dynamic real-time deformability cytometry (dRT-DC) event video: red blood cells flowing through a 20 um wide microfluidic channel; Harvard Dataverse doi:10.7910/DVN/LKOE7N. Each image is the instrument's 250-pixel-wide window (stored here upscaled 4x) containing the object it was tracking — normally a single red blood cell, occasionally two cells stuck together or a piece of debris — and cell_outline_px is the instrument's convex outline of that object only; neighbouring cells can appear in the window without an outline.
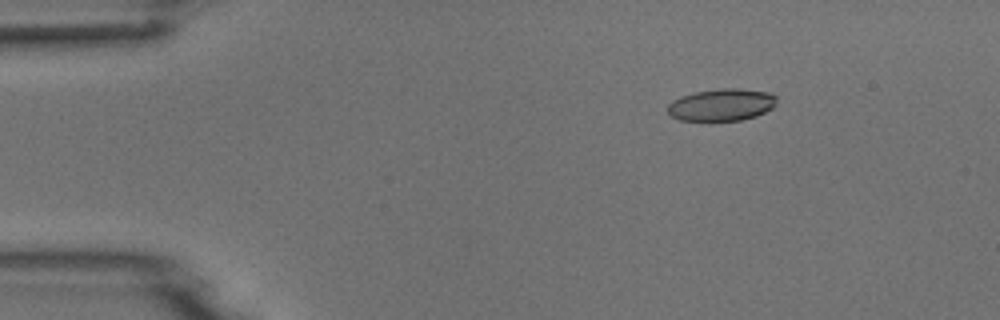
{"species": "common noctule bat (a hibernating species)", "species_latin": "Nyctalus noctula", "temperature_condition": "room temperature", "stored_images_in_passage": 6, "camera_frame_rate_fps": 3000, "um_per_image_px": 0.085, "animal": {"sex": "male", "body_mass_g": 18.8}, "frame": {"image": 1, "passage_image": 3, "time_ms": 2.333, "image_size_px": [1000, 320], "cell_outline_px": [[776, 104], [772, 108], [756, 116], [740, 120], [680, 120], [672, 116], [668, 112], [668, 104], [672, 100], [680, 96], [696, 92], [720, 88], [736, 88], [768, 92], [776, 96]], "centroid_in_image_um": [61.33, 8.9], "position_along_channel_um": 23.7, "area_um2": 20.29}}
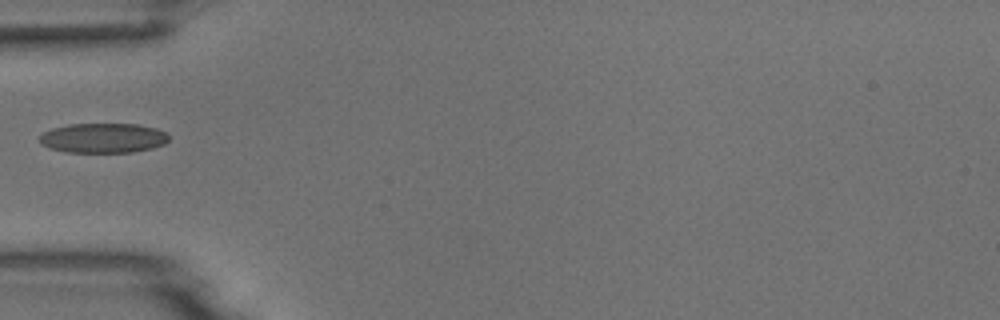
{"frame": {"image": 2, "passage_image": 6, "time_ms": 5.667, "image_size_px": [1000, 320], "cell_outline_px": [[168, 140], [164, 144], [152, 148], [132, 152], [64, 152], [48, 148], [40, 144], [40, 136], [44, 132], [52, 128], [68, 124], [136, 124], [156, 128], [168, 132]], "centroid_in_image_um": [8.76, 11.73], "position_along_channel_um": 76.2, "area_um2": 22.54}}